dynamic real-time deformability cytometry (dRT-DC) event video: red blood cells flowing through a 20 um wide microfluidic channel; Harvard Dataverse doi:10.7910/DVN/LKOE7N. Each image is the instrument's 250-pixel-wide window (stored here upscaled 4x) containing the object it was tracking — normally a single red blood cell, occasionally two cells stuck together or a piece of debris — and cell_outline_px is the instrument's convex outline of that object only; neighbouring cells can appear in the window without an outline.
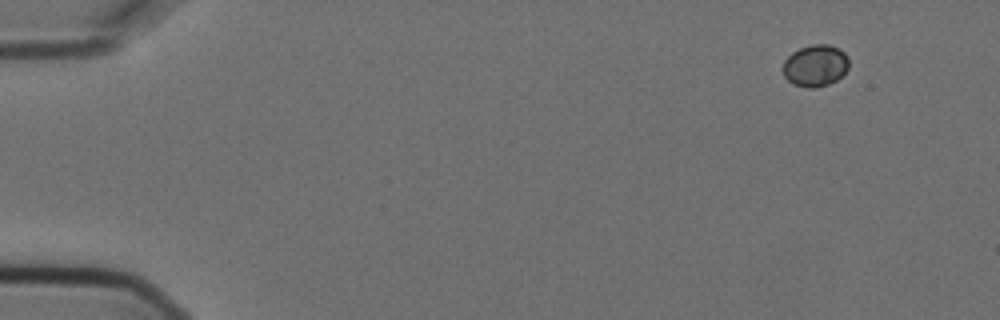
{"species": "Egyptian fruit bat (a non-hibernating species)", "species_latin": "Rousettus aegyptiacus", "temperature_condition": "cold", "stored_images_in_passage": 9, "camera_frame_rate_fps": 3000, "um_per_image_px": 0.085, "animal": {"sex": "female"}, "frame": {"image": 1, "passage_image": 1, "time_ms": 0.0, "image_size_px": [1000, 320], "cell_outline_px": [[848, 68], [836, 80], [828, 84], [816, 88], [808, 88], [792, 84], [784, 76], [784, 60], [792, 52], [800, 48], [812, 44], [828, 44], [840, 48], [848, 56]], "centroid_in_image_um": [69.31, 5.57], "position_along_channel_um": 15.7, "area_um2": 16.07}}
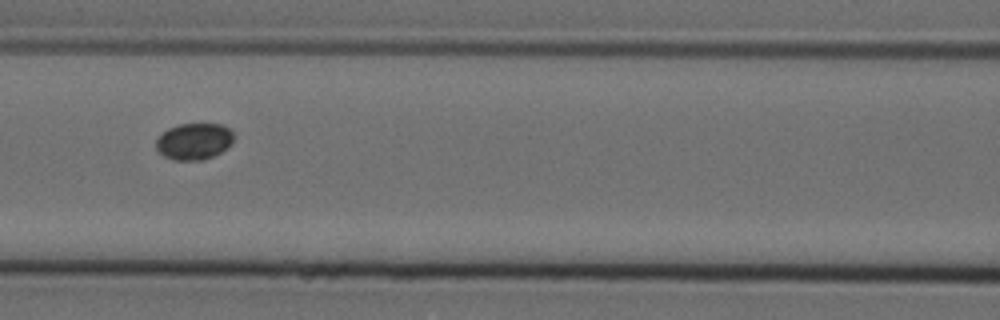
{"frame": {"image": 2, "passage_image": 6, "time_ms": 1.667, "image_size_px": [1000, 320], "cell_outline_px": [[236, 136], [232, 144], [228, 148], [212, 156], [200, 160], [172, 160], [164, 156], [156, 148], [156, 140], [168, 128], [180, 124], [224, 124]], "centroid_in_image_um": [16.53, 12.01], "position_along_channel_um": 150.1, "area_um2": 16.59}}
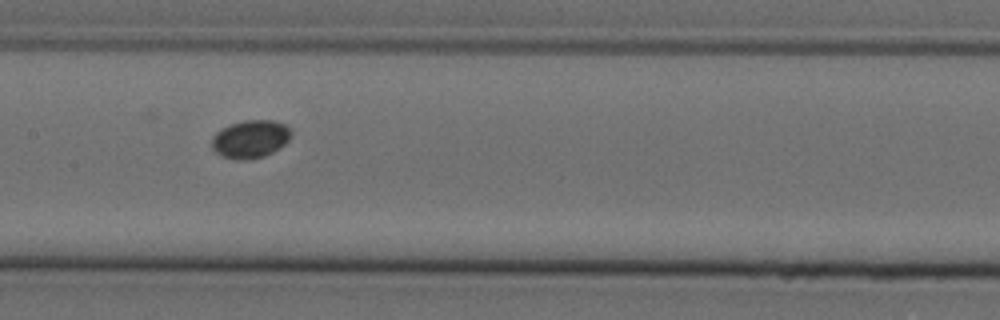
{"frame": {"image": 3, "passage_image": 7, "time_ms": 2.0, "image_size_px": [1000, 320], "cell_outline_px": [[292, 136], [280, 148], [264, 156], [248, 160], [236, 160], [224, 156], [216, 152], [212, 148], [212, 136], [220, 128], [244, 120], [272, 120], [284, 124], [292, 132]], "centroid_in_image_um": [21.28, 11.82], "position_along_channel_um": 186.1, "area_um2": 17.57}}